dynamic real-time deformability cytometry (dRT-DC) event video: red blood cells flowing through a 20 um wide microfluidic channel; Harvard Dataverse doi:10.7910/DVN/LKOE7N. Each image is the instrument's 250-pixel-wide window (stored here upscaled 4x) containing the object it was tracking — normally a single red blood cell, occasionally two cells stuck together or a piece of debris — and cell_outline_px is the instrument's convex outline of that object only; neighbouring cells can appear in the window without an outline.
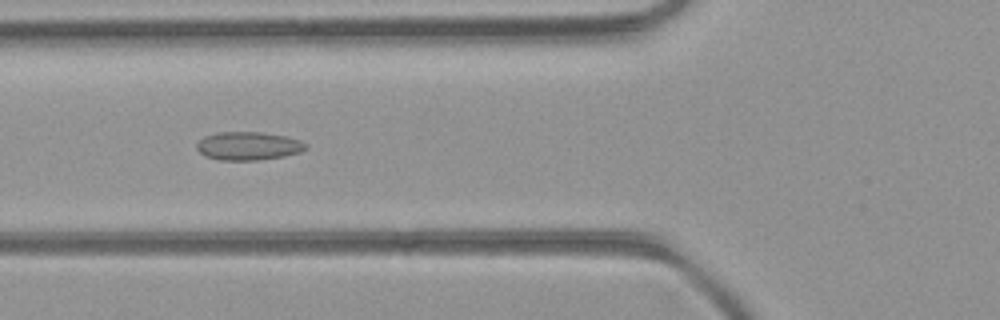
{"species": "common noctule bat (a hibernating species)", "species_latin": "Nyctalus noctula", "temperature_condition": "room temperature", "stored_images_in_passage": 15, "camera_frame_rate_fps": 3000, "um_per_image_px": 0.085, "animal": {"sex": "female", "body_mass_g": 21.9}, "frame": {"image": 1, "passage_image": 11, "time_ms": 3.333, "image_size_px": [1000, 320], "cell_outline_px": [[308, 148], [300, 152], [284, 156], [256, 160], [220, 160], [204, 156], [196, 148], [196, 144], [204, 136], [216, 132], [264, 132], [284, 136], [300, 140], [308, 144]], "centroid_in_image_um": [21.1, 12.4], "position_along_channel_um": 104.7, "area_um2": 18.09}}
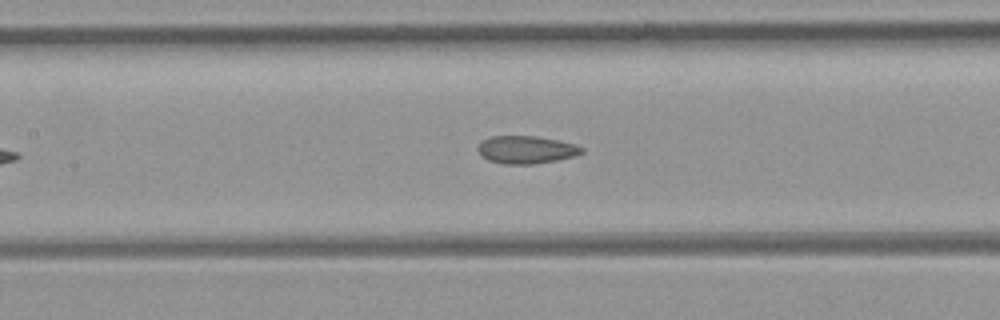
{"frame": {"image": 2, "passage_image": 15, "time_ms": 4.667, "image_size_px": [1000, 320], "cell_outline_px": [[584, 152], [572, 156], [556, 160], [532, 164], [504, 164], [488, 160], [480, 156], [476, 148], [484, 140], [492, 136], [536, 136], [576, 144], [584, 148]], "centroid_in_image_um": [44.7, 12.73], "position_along_channel_um": 162.7, "area_um2": 16.7}}